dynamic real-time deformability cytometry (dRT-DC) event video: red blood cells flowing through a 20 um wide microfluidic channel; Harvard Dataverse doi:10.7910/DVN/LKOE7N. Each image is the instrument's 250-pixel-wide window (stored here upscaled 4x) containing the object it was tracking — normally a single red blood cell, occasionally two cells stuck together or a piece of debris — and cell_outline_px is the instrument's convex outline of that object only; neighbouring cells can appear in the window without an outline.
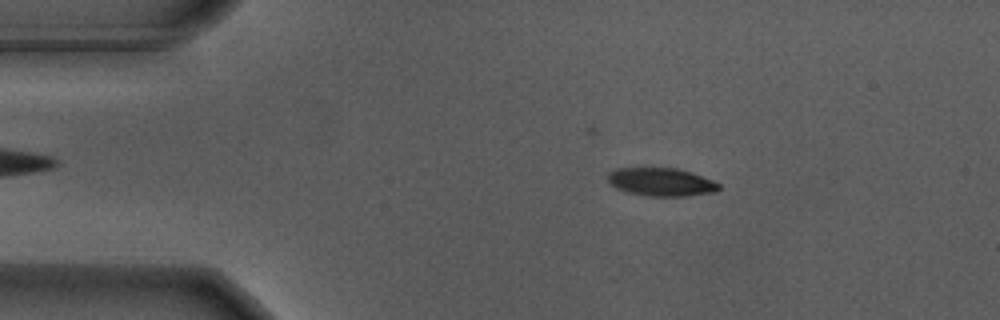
{"species": "Egyptian fruit bat (a non-hibernating species)", "species_latin": "Rousettus aegyptiacus", "temperature_condition": "warm", "stored_images_in_passage": 49, "camera_frame_rate_fps": 3000, "um_per_image_px": 0.085, "animal": {"sex": "male"}, "frame": {"image": 1, "passage_image": 9, "time_ms": 2.667, "image_size_px": [1000, 320], "cell_outline_px": [[720, 188], [716, 192], [684, 196], [648, 196], [628, 192], [616, 188], [608, 180], [608, 172], [616, 168], [676, 168], [692, 172], [712, 180], [720, 184]], "centroid_in_image_um": [56.21, 15.46], "position_along_channel_um": 28.8, "area_um2": 18.21}}
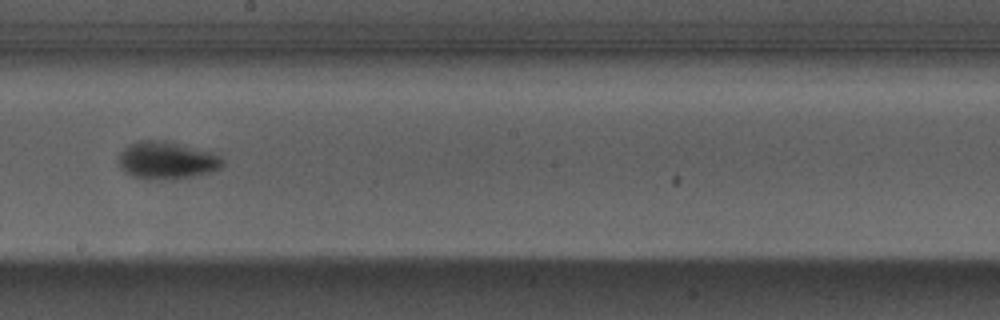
{"frame": {"image": 2, "passage_image": 30, "time_ms": 9.667, "image_size_px": [1000, 320], "cell_outline_px": [[224, 164], [220, 168], [212, 172], [172, 180], [148, 180], [132, 176], [124, 172], [120, 168], [120, 152], [124, 148], [140, 140], [164, 140], [212, 152], [220, 156], [224, 160]], "centroid_in_image_um": [14.19, 13.65], "position_along_channel_um": 234.0, "area_um2": 22.89}}
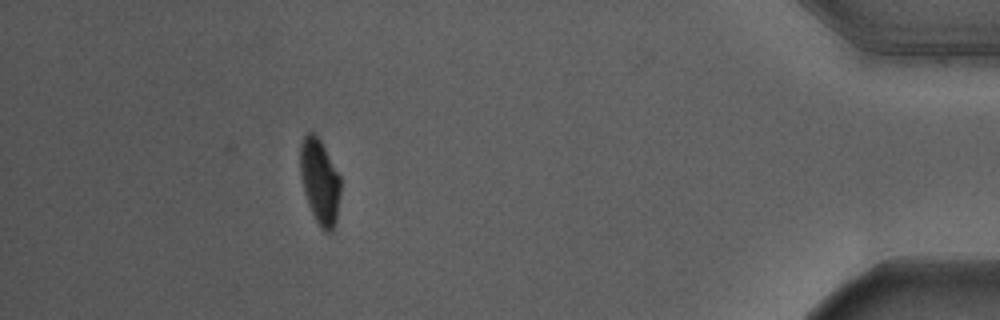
{"frame": {"image": 3, "passage_image": 49, "time_ms": 16.0, "image_size_px": [1000, 320], "cell_outline_px": [[340, 192], [336, 220], [332, 232], [324, 232], [320, 228], [308, 204], [304, 192], [300, 172], [300, 144], [304, 136], [308, 132], [312, 132], [320, 140], [340, 176]], "centroid_in_image_um": [27.17, 15.44], "position_along_channel_um": 408.0, "area_um2": 19.83}, "authors_computed_cell_mechanics": {"area_um2": 20.8658, "velocity_mm_per_s": 3.6972, "shape_relaxation_time_tau1_ms": 2.1939, "shape_relaxation_time_tau2_ms": null, "deformation_change_tau1": 0.1732, "deformation_change_tau2": null}}